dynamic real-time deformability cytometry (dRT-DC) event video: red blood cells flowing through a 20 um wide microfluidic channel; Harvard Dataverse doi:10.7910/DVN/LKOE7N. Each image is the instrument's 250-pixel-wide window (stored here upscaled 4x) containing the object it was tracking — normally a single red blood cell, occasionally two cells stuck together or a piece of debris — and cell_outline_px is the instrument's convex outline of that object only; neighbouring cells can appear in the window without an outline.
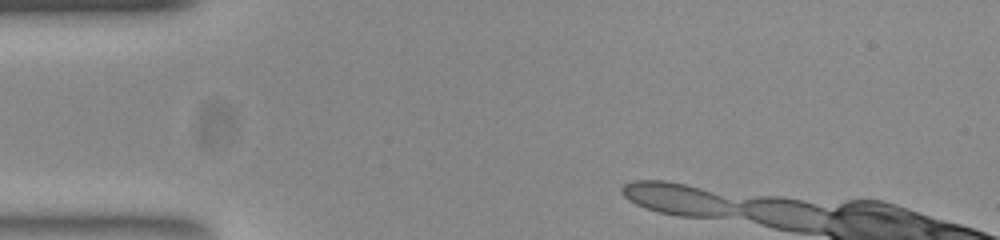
{"species": "common noctule bat (a hibernating species)", "species_latin": "Nyctalus noctula", "temperature_condition": "room temperature", "stored_images_in_passage": 7, "camera_frame_rate_fps": 3000, "um_per_image_px": 0.085, "animal": {"sex": "female", "body_mass_g": 23.0, "forearm_length_mm": 53.4}, "frame": {"image": 1, "passage_image": 1, "time_ms": 0.0, "image_size_px": [1000, 240], "cell_outline_px": [[724, 200], [712, 216], [684, 216], [660, 212], [648, 208], [632, 200], [624, 192], [624, 188], [628, 184], [648, 180], [656, 180], [680, 184], [696, 188], [708, 192]], "centroid_in_image_um": [57.24, 16.85], "position_along_channel_um": 27.8, "area_um2": 17.69}}